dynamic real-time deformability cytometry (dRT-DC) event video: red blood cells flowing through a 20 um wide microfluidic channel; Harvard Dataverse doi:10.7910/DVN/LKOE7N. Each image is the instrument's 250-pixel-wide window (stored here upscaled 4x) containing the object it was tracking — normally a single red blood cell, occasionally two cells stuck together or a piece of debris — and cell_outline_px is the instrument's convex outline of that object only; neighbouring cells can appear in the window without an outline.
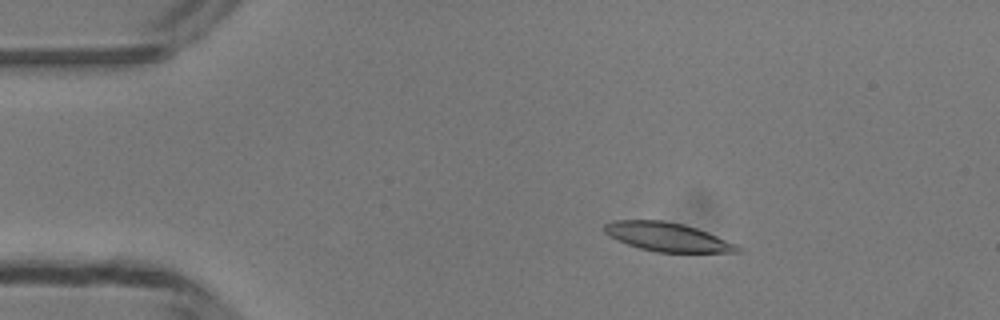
{"species": "common noctule bat (a hibernating species)", "species_latin": "Nyctalus noctula", "temperature_condition": "room temperature", "stored_images_in_passage": 25, "camera_frame_rate_fps": 3000, "um_per_image_px": 0.085, "animal": {"sex": "male", "body_mass_g": 13.3}, "frame": {"image": 1, "passage_image": 8, "time_ms": 2.333, "image_size_px": [1000, 320], "cell_outline_px": [[740, 252], [656, 252], [640, 248], [628, 244], [608, 236], [604, 232], [604, 224], [612, 220], [664, 220], [684, 224], [708, 232], [736, 244], [740, 248]], "centroid_in_image_um": [56.7, 20.13], "position_along_channel_um": 28.3, "area_um2": 22.25}}
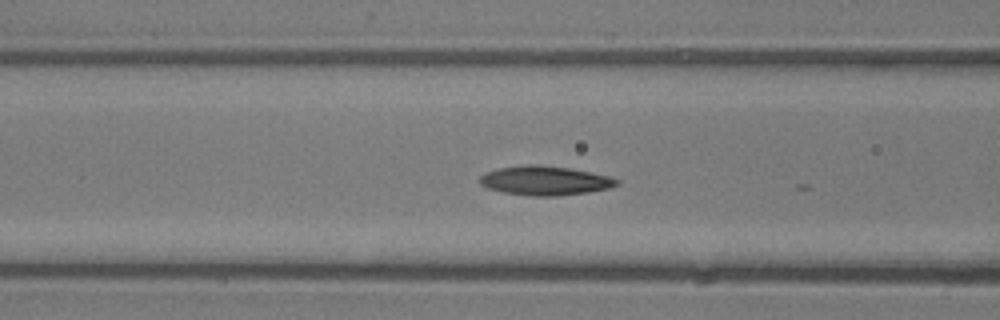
{"frame": {"image": 2, "passage_image": 19, "time_ms": 6.0, "image_size_px": [1000, 320], "cell_outline_px": [[620, 184], [608, 188], [588, 192], [556, 196], [532, 196], [504, 192], [488, 188], [480, 184], [480, 176], [484, 172], [500, 168], [528, 164], [540, 164], [568, 168], [608, 176], [620, 180]], "centroid_in_image_um": [46.31, 15.35], "position_along_channel_um": 120.3, "area_um2": 23.18}}
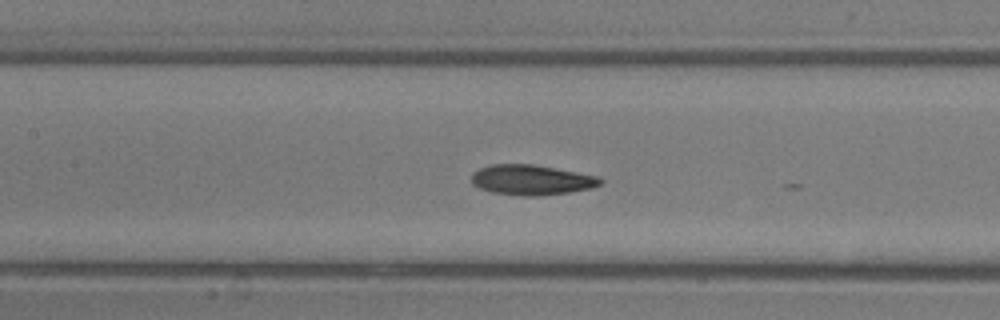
{"frame": {"image": 3, "passage_image": 22, "time_ms": 7.0, "image_size_px": [1000, 320], "cell_outline_px": [[604, 180], [600, 184], [592, 188], [568, 192], [540, 196], [524, 196], [492, 192], [480, 188], [472, 184], [472, 172], [480, 168], [492, 164], [532, 164], [576, 172], [596, 176]], "centroid_in_image_um": [45.15, 15.29], "position_along_channel_um": 162.2, "area_um2": 22.48}}